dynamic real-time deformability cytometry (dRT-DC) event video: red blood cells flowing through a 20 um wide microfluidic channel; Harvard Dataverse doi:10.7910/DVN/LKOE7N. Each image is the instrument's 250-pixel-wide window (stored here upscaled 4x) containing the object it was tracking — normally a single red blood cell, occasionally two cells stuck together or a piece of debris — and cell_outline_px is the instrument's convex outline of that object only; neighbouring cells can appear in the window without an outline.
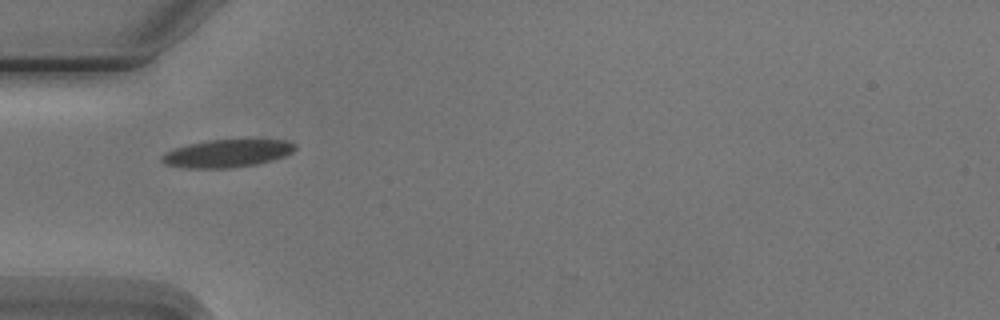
{"species": "Egyptian fruit bat (a non-hibernating species)", "species_latin": "Rousettus aegyptiacus", "temperature_condition": "cold", "stored_images_in_passage": 4, "camera_frame_rate_fps": 3000, "um_per_image_px": 0.085, "animal": {"sex": "male"}, "frame": {"image": 1, "passage_image": 1, "time_ms": 0.0, "image_size_px": [1000, 320], "cell_outline_px": [[296, 148], [292, 152], [284, 156], [256, 164], [232, 168], [184, 168], [164, 164], [160, 160], [160, 156], [176, 148], [208, 140], [284, 140], [296, 144]], "centroid_in_image_um": [19.29, 13.05], "position_along_channel_um": 65.7, "area_um2": 21.27}}
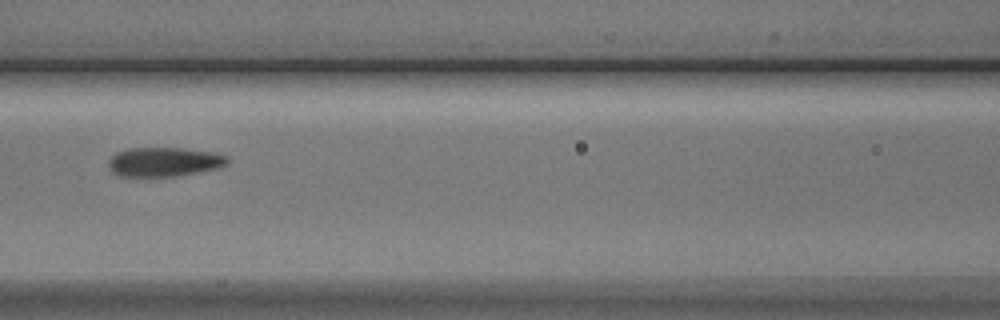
{"frame": {"image": 2, "passage_image": 3, "time_ms": 2.333, "image_size_px": [1000, 320], "cell_outline_px": [[228, 164], [220, 168], [176, 176], [120, 176], [112, 172], [108, 164], [108, 160], [116, 152], [128, 148], [184, 148], [212, 152], [228, 156]], "centroid_in_image_um": [13.96, 13.75], "position_along_channel_um": 152.6, "area_um2": 20.35}}
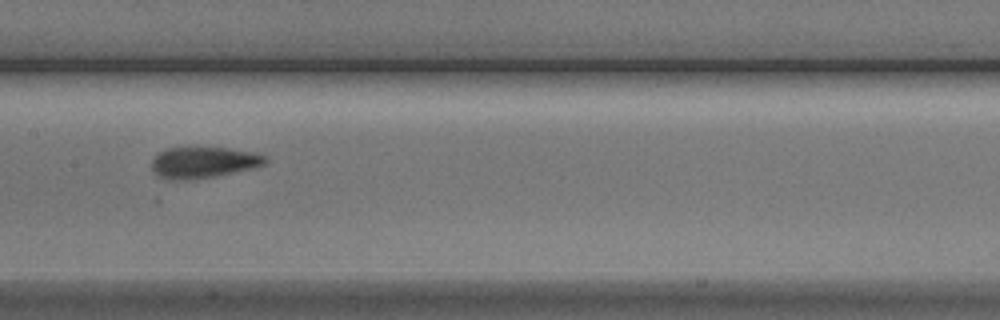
{"frame": {"image": 3, "passage_image": 4, "time_ms": 3.333, "image_size_px": [1000, 320], "cell_outline_px": [[268, 160], [264, 164], [216, 176], [192, 180], [168, 180], [156, 176], [152, 168], [152, 160], [160, 152], [168, 148], [228, 148], [268, 156]], "centroid_in_image_um": [17.23, 13.83], "position_along_channel_um": 190.2, "area_um2": 20.35}}